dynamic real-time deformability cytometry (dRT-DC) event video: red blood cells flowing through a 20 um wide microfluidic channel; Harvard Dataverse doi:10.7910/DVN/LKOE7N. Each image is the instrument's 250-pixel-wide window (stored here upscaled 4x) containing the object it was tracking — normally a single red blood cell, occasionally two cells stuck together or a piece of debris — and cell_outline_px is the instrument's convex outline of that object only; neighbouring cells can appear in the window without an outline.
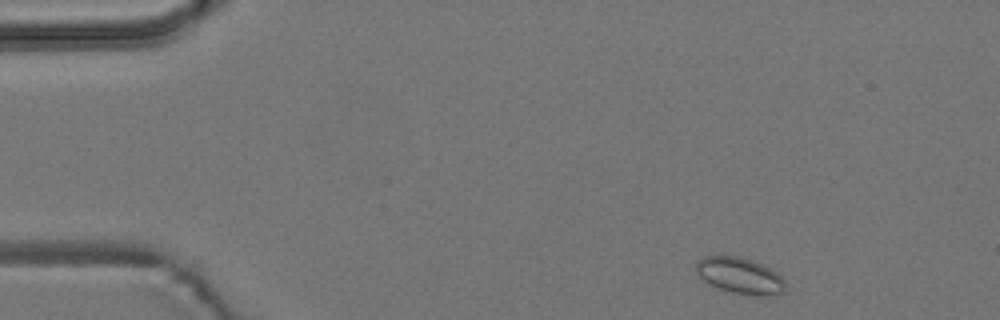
{"species": "common noctule bat (a hibernating species)", "species_latin": "Nyctalus noctula", "temperature_condition": "room temperature", "stored_images_in_passage": 2, "camera_frame_rate_fps": 3000, "um_per_image_px": 0.085, "animal": {"sex": "male", "body_mass_g": 19.2, "forearm_length_mm": 51.8}, "frame": {"image": 1, "passage_image": 1, "time_ms": 0.0, "image_size_px": [1000, 320], "cell_outline_px": [[788, 284], [780, 292], [764, 296], [756, 296], [732, 292], [708, 284], [696, 272], [696, 260], [704, 256], [740, 256], [752, 260], [776, 272]], "centroid_in_image_um": [62.86, 23.42], "position_along_channel_um": 22.1, "area_um2": 18.67}}